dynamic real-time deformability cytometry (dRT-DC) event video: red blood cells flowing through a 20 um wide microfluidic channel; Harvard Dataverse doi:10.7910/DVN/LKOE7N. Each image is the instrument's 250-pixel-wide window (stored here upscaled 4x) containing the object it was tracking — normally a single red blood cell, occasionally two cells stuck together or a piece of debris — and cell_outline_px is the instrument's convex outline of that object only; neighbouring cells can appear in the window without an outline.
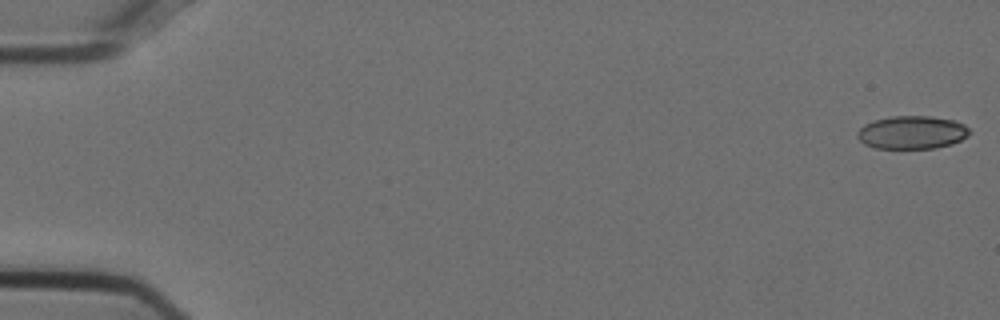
{"species": "Egyptian fruit bat (a non-hibernating species)", "species_latin": "Rousettus aegyptiacus", "temperature_condition": "cold", "stored_images_in_passage": 17, "camera_frame_rate_fps": 3000, "um_per_image_px": 0.085, "animal": {"sex": "female"}, "frame": {"image": 1, "passage_image": 1, "time_ms": 0.0, "image_size_px": [1000, 320], "cell_outline_px": [[972, 132], [968, 136], [952, 144], [936, 148], [872, 148], [864, 144], [856, 136], [856, 132], [864, 124], [872, 120], [892, 116], [928, 116], [956, 120], [964, 124]], "centroid_in_image_um": [77.51, 11.25], "position_along_channel_um": 7.5, "area_um2": 21.91}}
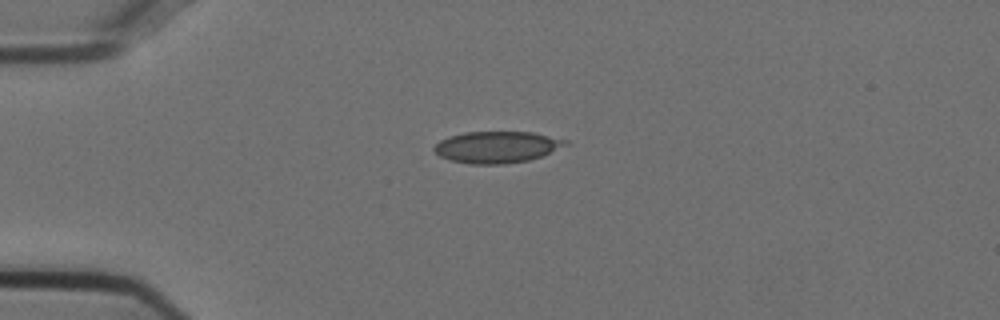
{"frame": {"image": 2, "passage_image": 14, "time_ms": 4.333, "image_size_px": [1000, 320], "cell_outline_px": [[568, 144], [540, 156], [528, 160], [504, 164], [472, 164], [448, 160], [440, 156], [432, 148], [440, 140], [448, 136], [464, 132], [532, 132], [568, 140]], "centroid_in_image_um": [42.19, 12.5], "position_along_channel_um": 42.8, "area_um2": 24.04}}